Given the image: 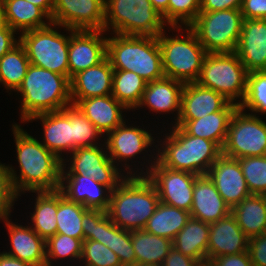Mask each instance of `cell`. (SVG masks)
Masks as SVG:
<instances>
[{"label":"cell","instance_id":"1","mask_svg":"<svg viewBox=\"0 0 266 266\" xmlns=\"http://www.w3.org/2000/svg\"><path fill=\"white\" fill-rule=\"evenodd\" d=\"M23 130L19 125H13L20 176L7 166L15 193L20 196L22 191L59 189L62 160Z\"/></svg>","mask_w":266,"mask_h":266},{"label":"cell","instance_id":"2","mask_svg":"<svg viewBox=\"0 0 266 266\" xmlns=\"http://www.w3.org/2000/svg\"><path fill=\"white\" fill-rule=\"evenodd\" d=\"M133 175H127L112 191L107 209L116 226L130 231L144 229L160 203L153 183L145 175Z\"/></svg>","mask_w":266,"mask_h":266},{"label":"cell","instance_id":"3","mask_svg":"<svg viewBox=\"0 0 266 266\" xmlns=\"http://www.w3.org/2000/svg\"><path fill=\"white\" fill-rule=\"evenodd\" d=\"M22 96L21 119L63 110L72 104L70 80L58 73L30 64L19 88Z\"/></svg>","mask_w":266,"mask_h":266},{"label":"cell","instance_id":"4","mask_svg":"<svg viewBox=\"0 0 266 266\" xmlns=\"http://www.w3.org/2000/svg\"><path fill=\"white\" fill-rule=\"evenodd\" d=\"M107 38V54L113 70L132 71L147 83L164 77L157 37L115 34Z\"/></svg>","mask_w":266,"mask_h":266},{"label":"cell","instance_id":"5","mask_svg":"<svg viewBox=\"0 0 266 266\" xmlns=\"http://www.w3.org/2000/svg\"><path fill=\"white\" fill-rule=\"evenodd\" d=\"M172 129L165 138V147L158 150L155 159L172 170L196 175L207 174L212 164L222 155V149L211 140L187 134L180 126H173Z\"/></svg>","mask_w":266,"mask_h":266},{"label":"cell","instance_id":"6","mask_svg":"<svg viewBox=\"0 0 266 266\" xmlns=\"http://www.w3.org/2000/svg\"><path fill=\"white\" fill-rule=\"evenodd\" d=\"M165 21L150 0H105L104 31L127 36L158 37Z\"/></svg>","mask_w":266,"mask_h":266},{"label":"cell","instance_id":"7","mask_svg":"<svg viewBox=\"0 0 266 266\" xmlns=\"http://www.w3.org/2000/svg\"><path fill=\"white\" fill-rule=\"evenodd\" d=\"M186 38H169L162 32L157 38L162 53V68L165 77L183 83L196 82L200 76L208 52L189 28Z\"/></svg>","mask_w":266,"mask_h":266},{"label":"cell","instance_id":"8","mask_svg":"<svg viewBox=\"0 0 266 266\" xmlns=\"http://www.w3.org/2000/svg\"><path fill=\"white\" fill-rule=\"evenodd\" d=\"M248 73L235 52L208 53L196 82L234 103L245 97Z\"/></svg>","mask_w":266,"mask_h":266},{"label":"cell","instance_id":"9","mask_svg":"<svg viewBox=\"0 0 266 266\" xmlns=\"http://www.w3.org/2000/svg\"><path fill=\"white\" fill-rule=\"evenodd\" d=\"M242 22L240 9L199 12L189 28L208 53L235 52Z\"/></svg>","mask_w":266,"mask_h":266},{"label":"cell","instance_id":"10","mask_svg":"<svg viewBox=\"0 0 266 266\" xmlns=\"http://www.w3.org/2000/svg\"><path fill=\"white\" fill-rule=\"evenodd\" d=\"M50 27L26 31L19 38L30 64L62 74L69 79L68 49L70 36Z\"/></svg>","mask_w":266,"mask_h":266},{"label":"cell","instance_id":"11","mask_svg":"<svg viewBox=\"0 0 266 266\" xmlns=\"http://www.w3.org/2000/svg\"><path fill=\"white\" fill-rule=\"evenodd\" d=\"M222 154L235 159L266 156V123L238 107L229 122Z\"/></svg>","mask_w":266,"mask_h":266},{"label":"cell","instance_id":"12","mask_svg":"<svg viewBox=\"0 0 266 266\" xmlns=\"http://www.w3.org/2000/svg\"><path fill=\"white\" fill-rule=\"evenodd\" d=\"M84 240L98 241L110 248L122 266L136 265V254L132 246L131 231L116 226L107 211L87 209L83 213Z\"/></svg>","mask_w":266,"mask_h":266},{"label":"cell","instance_id":"13","mask_svg":"<svg viewBox=\"0 0 266 266\" xmlns=\"http://www.w3.org/2000/svg\"><path fill=\"white\" fill-rule=\"evenodd\" d=\"M151 165L150 170H146V177L155 186L160 202L190 212L194 183L198 175L169 169L157 159Z\"/></svg>","mask_w":266,"mask_h":266},{"label":"cell","instance_id":"14","mask_svg":"<svg viewBox=\"0 0 266 266\" xmlns=\"http://www.w3.org/2000/svg\"><path fill=\"white\" fill-rule=\"evenodd\" d=\"M51 22L66 30H103L105 0H54Z\"/></svg>","mask_w":266,"mask_h":266},{"label":"cell","instance_id":"15","mask_svg":"<svg viewBox=\"0 0 266 266\" xmlns=\"http://www.w3.org/2000/svg\"><path fill=\"white\" fill-rule=\"evenodd\" d=\"M107 154V151L98 146L77 148L72 152L73 160L67 172L64 171L65 165L62 163L61 175L88 176L113 191L124 179L120 177L119 168Z\"/></svg>","mask_w":266,"mask_h":266},{"label":"cell","instance_id":"16","mask_svg":"<svg viewBox=\"0 0 266 266\" xmlns=\"http://www.w3.org/2000/svg\"><path fill=\"white\" fill-rule=\"evenodd\" d=\"M69 39V80L78 72L98 65L106 58L107 38L104 30H72Z\"/></svg>","mask_w":266,"mask_h":266},{"label":"cell","instance_id":"17","mask_svg":"<svg viewBox=\"0 0 266 266\" xmlns=\"http://www.w3.org/2000/svg\"><path fill=\"white\" fill-rule=\"evenodd\" d=\"M207 175L230 209L251 195L238 159L222 154L209 168Z\"/></svg>","mask_w":266,"mask_h":266},{"label":"cell","instance_id":"18","mask_svg":"<svg viewBox=\"0 0 266 266\" xmlns=\"http://www.w3.org/2000/svg\"><path fill=\"white\" fill-rule=\"evenodd\" d=\"M235 53L248 72L266 70V19H243Z\"/></svg>","mask_w":266,"mask_h":266},{"label":"cell","instance_id":"19","mask_svg":"<svg viewBox=\"0 0 266 266\" xmlns=\"http://www.w3.org/2000/svg\"><path fill=\"white\" fill-rule=\"evenodd\" d=\"M246 251H248V237L231 213L210 224L207 263L216 257Z\"/></svg>","mask_w":266,"mask_h":266},{"label":"cell","instance_id":"20","mask_svg":"<svg viewBox=\"0 0 266 266\" xmlns=\"http://www.w3.org/2000/svg\"><path fill=\"white\" fill-rule=\"evenodd\" d=\"M114 70L106 57L98 65L80 71L70 79L72 105L78 100L112 94Z\"/></svg>","mask_w":266,"mask_h":266},{"label":"cell","instance_id":"21","mask_svg":"<svg viewBox=\"0 0 266 266\" xmlns=\"http://www.w3.org/2000/svg\"><path fill=\"white\" fill-rule=\"evenodd\" d=\"M60 180L59 190L68 200L80 203L87 209L107 211L112 193L109 187L88 176L61 175ZM65 180L67 185L64 183ZM104 192L109 194L105 196Z\"/></svg>","mask_w":266,"mask_h":266},{"label":"cell","instance_id":"22","mask_svg":"<svg viewBox=\"0 0 266 266\" xmlns=\"http://www.w3.org/2000/svg\"><path fill=\"white\" fill-rule=\"evenodd\" d=\"M230 213V207L225 203L208 175H198L194 183L191 217L211 224L225 218Z\"/></svg>","mask_w":266,"mask_h":266},{"label":"cell","instance_id":"23","mask_svg":"<svg viewBox=\"0 0 266 266\" xmlns=\"http://www.w3.org/2000/svg\"><path fill=\"white\" fill-rule=\"evenodd\" d=\"M40 119L44 127L43 145L62 162V151L73 152L72 104L63 110L37 114L28 121Z\"/></svg>","mask_w":266,"mask_h":266},{"label":"cell","instance_id":"24","mask_svg":"<svg viewBox=\"0 0 266 266\" xmlns=\"http://www.w3.org/2000/svg\"><path fill=\"white\" fill-rule=\"evenodd\" d=\"M229 103L220 93L203 87L197 82L185 83L178 120L203 118L207 114L222 111Z\"/></svg>","mask_w":266,"mask_h":266},{"label":"cell","instance_id":"25","mask_svg":"<svg viewBox=\"0 0 266 266\" xmlns=\"http://www.w3.org/2000/svg\"><path fill=\"white\" fill-rule=\"evenodd\" d=\"M124 123L107 134V148L104 149L108 150L109 157L114 163L116 160L127 161L154 143L153 136L148 131L133 126L127 127Z\"/></svg>","mask_w":266,"mask_h":266},{"label":"cell","instance_id":"26","mask_svg":"<svg viewBox=\"0 0 266 266\" xmlns=\"http://www.w3.org/2000/svg\"><path fill=\"white\" fill-rule=\"evenodd\" d=\"M4 220L10 236L12 251L4 252L33 266H46V241L32 227L16 225Z\"/></svg>","mask_w":266,"mask_h":266},{"label":"cell","instance_id":"27","mask_svg":"<svg viewBox=\"0 0 266 266\" xmlns=\"http://www.w3.org/2000/svg\"><path fill=\"white\" fill-rule=\"evenodd\" d=\"M74 105L102 135L104 133L107 135L124 122L122 110L126 108L112 95L81 99Z\"/></svg>","mask_w":266,"mask_h":266},{"label":"cell","instance_id":"28","mask_svg":"<svg viewBox=\"0 0 266 266\" xmlns=\"http://www.w3.org/2000/svg\"><path fill=\"white\" fill-rule=\"evenodd\" d=\"M237 108L238 102L229 103L222 111L207 114L196 120H177L174 126H180L189 135L211 140L222 149L229 122Z\"/></svg>","mask_w":266,"mask_h":266},{"label":"cell","instance_id":"29","mask_svg":"<svg viewBox=\"0 0 266 266\" xmlns=\"http://www.w3.org/2000/svg\"><path fill=\"white\" fill-rule=\"evenodd\" d=\"M184 84L181 81L165 76L148 82L138 107L147 105L152 111L156 112L177 110V119L175 120H178Z\"/></svg>","mask_w":266,"mask_h":266},{"label":"cell","instance_id":"30","mask_svg":"<svg viewBox=\"0 0 266 266\" xmlns=\"http://www.w3.org/2000/svg\"><path fill=\"white\" fill-rule=\"evenodd\" d=\"M3 23L22 33L50 26L51 18L40 8L26 0H1ZM49 20L46 24L42 18Z\"/></svg>","mask_w":266,"mask_h":266},{"label":"cell","instance_id":"31","mask_svg":"<svg viewBox=\"0 0 266 266\" xmlns=\"http://www.w3.org/2000/svg\"><path fill=\"white\" fill-rule=\"evenodd\" d=\"M210 224L191 217L173 240V247L185 256L207 265Z\"/></svg>","mask_w":266,"mask_h":266},{"label":"cell","instance_id":"32","mask_svg":"<svg viewBox=\"0 0 266 266\" xmlns=\"http://www.w3.org/2000/svg\"><path fill=\"white\" fill-rule=\"evenodd\" d=\"M248 238L266 232V195L251 194L231 209Z\"/></svg>","mask_w":266,"mask_h":266},{"label":"cell","instance_id":"33","mask_svg":"<svg viewBox=\"0 0 266 266\" xmlns=\"http://www.w3.org/2000/svg\"><path fill=\"white\" fill-rule=\"evenodd\" d=\"M131 240L136 254V265L161 266L173 248L172 240L153 235L144 229L131 231Z\"/></svg>","mask_w":266,"mask_h":266},{"label":"cell","instance_id":"34","mask_svg":"<svg viewBox=\"0 0 266 266\" xmlns=\"http://www.w3.org/2000/svg\"><path fill=\"white\" fill-rule=\"evenodd\" d=\"M190 218V212L160 202L154 214L148 219L144 230L173 241Z\"/></svg>","mask_w":266,"mask_h":266},{"label":"cell","instance_id":"35","mask_svg":"<svg viewBox=\"0 0 266 266\" xmlns=\"http://www.w3.org/2000/svg\"><path fill=\"white\" fill-rule=\"evenodd\" d=\"M35 211L32 214L33 230L45 241L57 233V190L36 191Z\"/></svg>","mask_w":266,"mask_h":266},{"label":"cell","instance_id":"36","mask_svg":"<svg viewBox=\"0 0 266 266\" xmlns=\"http://www.w3.org/2000/svg\"><path fill=\"white\" fill-rule=\"evenodd\" d=\"M147 82L132 71L114 70L112 81V96L126 109L138 107Z\"/></svg>","mask_w":266,"mask_h":266},{"label":"cell","instance_id":"37","mask_svg":"<svg viewBox=\"0 0 266 266\" xmlns=\"http://www.w3.org/2000/svg\"><path fill=\"white\" fill-rule=\"evenodd\" d=\"M87 210L82 204L68 200L57 189V234H64L84 241L82 227L83 213Z\"/></svg>","mask_w":266,"mask_h":266},{"label":"cell","instance_id":"38","mask_svg":"<svg viewBox=\"0 0 266 266\" xmlns=\"http://www.w3.org/2000/svg\"><path fill=\"white\" fill-rule=\"evenodd\" d=\"M30 61L19 43L0 58V83L8 90H17L27 73Z\"/></svg>","mask_w":266,"mask_h":266},{"label":"cell","instance_id":"39","mask_svg":"<svg viewBox=\"0 0 266 266\" xmlns=\"http://www.w3.org/2000/svg\"><path fill=\"white\" fill-rule=\"evenodd\" d=\"M238 107L242 111L248 108L252 112L266 114V70L248 73L246 94Z\"/></svg>","mask_w":266,"mask_h":266},{"label":"cell","instance_id":"40","mask_svg":"<svg viewBox=\"0 0 266 266\" xmlns=\"http://www.w3.org/2000/svg\"><path fill=\"white\" fill-rule=\"evenodd\" d=\"M251 194L266 195V156L238 158Z\"/></svg>","mask_w":266,"mask_h":266},{"label":"cell","instance_id":"41","mask_svg":"<svg viewBox=\"0 0 266 266\" xmlns=\"http://www.w3.org/2000/svg\"><path fill=\"white\" fill-rule=\"evenodd\" d=\"M200 12V0H169L168 9L162 14L165 23L175 29L183 23L185 27H189L196 19ZM179 26H178V25Z\"/></svg>","mask_w":266,"mask_h":266},{"label":"cell","instance_id":"42","mask_svg":"<svg viewBox=\"0 0 266 266\" xmlns=\"http://www.w3.org/2000/svg\"><path fill=\"white\" fill-rule=\"evenodd\" d=\"M82 241L64 234H55L46 241V266L51 265V259L71 257L80 259Z\"/></svg>","mask_w":266,"mask_h":266},{"label":"cell","instance_id":"43","mask_svg":"<svg viewBox=\"0 0 266 266\" xmlns=\"http://www.w3.org/2000/svg\"><path fill=\"white\" fill-rule=\"evenodd\" d=\"M101 134L93 123L75 105H72L73 151L77 148L97 146L95 138Z\"/></svg>","mask_w":266,"mask_h":266},{"label":"cell","instance_id":"44","mask_svg":"<svg viewBox=\"0 0 266 266\" xmlns=\"http://www.w3.org/2000/svg\"><path fill=\"white\" fill-rule=\"evenodd\" d=\"M80 259L85 260V266H122L117 254L102 243L93 240L83 241Z\"/></svg>","mask_w":266,"mask_h":266},{"label":"cell","instance_id":"45","mask_svg":"<svg viewBox=\"0 0 266 266\" xmlns=\"http://www.w3.org/2000/svg\"><path fill=\"white\" fill-rule=\"evenodd\" d=\"M7 166L0 163V219L6 220L11 213L12 203L17 199Z\"/></svg>","mask_w":266,"mask_h":266},{"label":"cell","instance_id":"46","mask_svg":"<svg viewBox=\"0 0 266 266\" xmlns=\"http://www.w3.org/2000/svg\"><path fill=\"white\" fill-rule=\"evenodd\" d=\"M248 252L253 266H266V232L248 238Z\"/></svg>","mask_w":266,"mask_h":266},{"label":"cell","instance_id":"47","mask_svg":"<svg viewBox=\"0 0 266 266\" xmlns=\"http://www.w3.org/2000/svg\"><path fill=\"white\" fill-rule=\"evenodd\" d=\"M206 266H253L249 252L223 255L210 260Z\"/></svg>","mask_w":266,"mask_h":266},{"label":"cell","instance_id":"48","mask_svg":"<svg viewBox=\"0 0 266 266\" xmlns=\"http://www.w3.org/2000/svg\"><path fill=\"white\" fill-rule=\"evenodd\" d=\"M243 19H266V0H243Z\"/></svg>","mask_w":266,"mask_h":266},{"label":"cell","instance_id":"49","mask_svg":"<svg viewBox=\"0 0 266 266\" xmlns=\"http://www.w3.org/2000/svg\"><path fill=\"white\" fill-rule=\"evenodd\" d=\"M243 0H200V12L241 9Z\"/></svg>","mask_w":266,"mask_h":266},{"label":"cell","instance_id":"50","mask_svg":"<svg viewBox=\"0 0 266 266\" xmlns=\"http://www.w3.org/2000/svg\"><path fill=\"white\" fill-rule=\"evenodd\" d=\"M161 266H206L199 260L185 256L174 247L170 250L169 254L164 259Z\"/></svg>","mask_w":266,"mask_h":266},{"label":"cell","instance_id":"51","mask_svg":"<svg viewBox=\"0 0 266 266\" xmlns=\"http://www.w3.org/2000/svg\"><path fill=\"white\" fill-rule=\"evenodd\" d=\"M15 32L6 23L0 25V58L20 43L14 38Z\"/></svg>","mask_w":266,"mask_h":266},{"label":"cell","instance_id":"52","mask_svg":"<svg viewBox=\"0 0 266 266\" xmlns=\"http://www.w3.org/2000/svg\"><path fill=\"white\" fill-rule=\"evenodd\" d=\"M0 266H33L6 253H0Z\"/></svg>","mask_w":266,"mask_h":266},{"label":"cell","instance_id":"53","mask_svg":"<svg viewBox=\"0 0 266 266\" xmlns=\"http://www.w3.org/2000/svg\"><path fill=\"white\" fill-rule=\"evenodd\" d=\"M40 7L50 18L53 14L54 0H26Z\"/></svg>","mask_w":266,"mask_h":266},{"label":"cell","instance_id":"54","mask_svg":"<svg viewBox=\"0 0 266 266\" xmlns=\"http://www.w3.org/2000/svg\"><path fill=\"white\" fill-rule=\"evenodd\" d=\"M154 9L163 14L168 9L169 0H150Z\"/></svg>","mask_w":266,"mask_h":266},{"label":"cell","instance_id":"55","mask_svg":"<svg viewBox=\"0 0 266 266\" xmlns=\"http://www.w3.org/2000/svg\"><path fill=\"white\" fill-rule=\"evenodd\" d=\"M3 24V13H2V4H1V0H0V25Z\"/></svg>","mask_w":266,"mask_h":266},{"label":"cell","instance_id":"56","mask_svg":"<svg viewBox=\"0 0 266 266\" xmlns=\"http://www.w3.org/2000/svg\"><path fill=\"white\" fill-rule=\"evenodd\" d=\"M133 266H154V265H133Z\"/></svg>","mask_w":266,"mask_h":266}]
</instances>
